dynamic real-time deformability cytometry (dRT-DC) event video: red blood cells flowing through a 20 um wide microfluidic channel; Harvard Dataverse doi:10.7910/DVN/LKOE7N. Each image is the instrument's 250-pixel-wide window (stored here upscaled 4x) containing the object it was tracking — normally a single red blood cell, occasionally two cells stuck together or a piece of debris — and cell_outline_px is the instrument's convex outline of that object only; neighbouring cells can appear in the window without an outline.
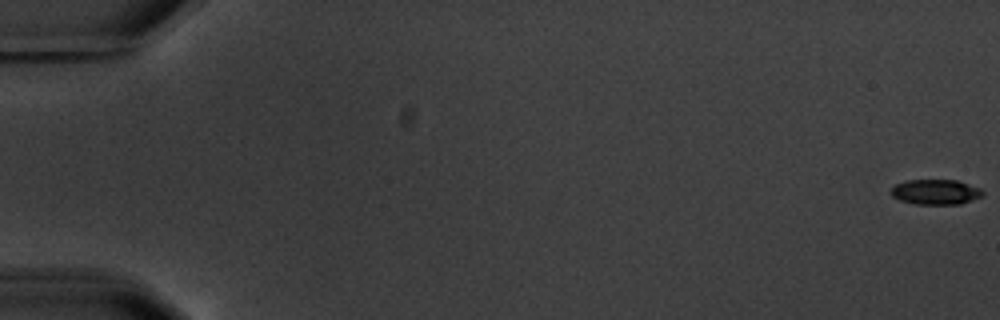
{"species": "common noctule bat (a hibernating species)", "species_latin": "Nyctalus noctula", "temperature_condition": "warm", "stored_images_in_passage": 6, "camera_frame_rate_fps": 3000, "um_per_image_px": 0.085, "animal": {"sex": "male", "body_mass_g": 20.1, "forearm_length_mm": 53.5}, "frame": {"image": 1, "passage_image": 1, "time_ms": 0.0, "image_size_px": [1000, 320], "cell_outline_px": [[984, 192], [980, 196], [960, 204], [916, 204], [900, 200], [892, 196], [892, 188], [896, 184], [908, 180], [956, 180], [980, 188]], "centroid_in_image_um": [79.52, 16.31], "position_along_channel_um": 5.5, "area_um2": 13.18}}
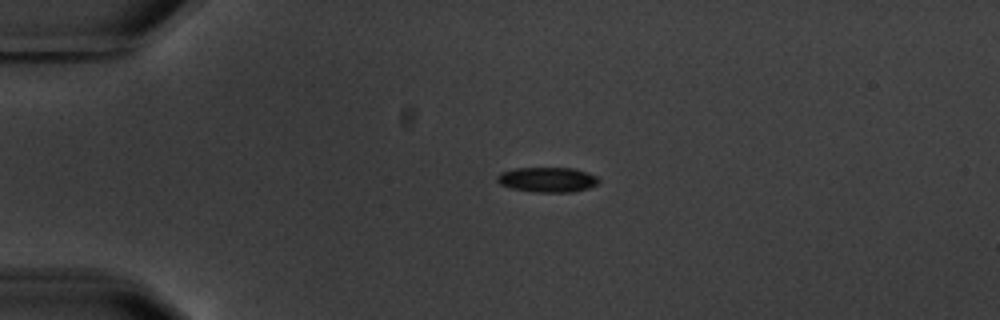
{"frame": {"image": 2, "passage_image": 5, "time_ms": 4.667, "image_size_px": [1000, 320], "cell_outline_px": [[600, 180], [596, 184], [588, 188], [572, 192], [532, 192], [512, 188], [500, 184], [496, 180], [496, 176], [500, 172], [512, 168], [572, 168], [588, 172], [596, 176]], "centroid_in_image_um": [46.5, 15.26], "position_along_channel_um": 38.5, "area_um2": 14.85}}